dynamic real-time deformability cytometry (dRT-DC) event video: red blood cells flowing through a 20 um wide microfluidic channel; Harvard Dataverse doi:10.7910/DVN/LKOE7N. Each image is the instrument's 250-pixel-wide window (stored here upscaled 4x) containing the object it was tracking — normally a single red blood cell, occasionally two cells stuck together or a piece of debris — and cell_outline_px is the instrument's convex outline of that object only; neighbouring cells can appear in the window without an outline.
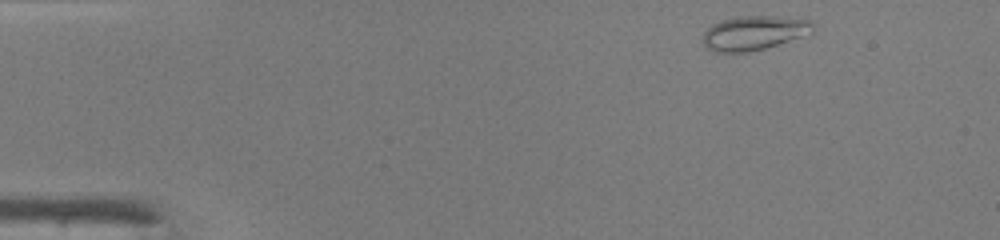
{"species": "common noctule bat (a hibernating species)", "species_latin": "Nyctalus noctula", "temperature_condition": "warm", "stored_images_in_passage": 42, "camera_frame_rate_fps": 3000, "um_per_image_px": 0.085, "animal": {"sex": "male", "body_mass_g": 19.0, "forearm_length_mm": 50.8}, "frame": {"image": 1, "passage_image": 1, "time_ms": 0.0, "image_size_px": [1000, 240], "cell_outline_px": [[816, 24], [812, 32], [764, 48], [748, 52], [716, 52], [708, 48], [704, 44], [704, 32], [712, 24], [720, 20], [736, 16], [772, 16], [812, 20]], "centroid_in_image_um": [64.08, 2.78], "position_along_channel_um": 20.9, "area_um2": 21.73}}
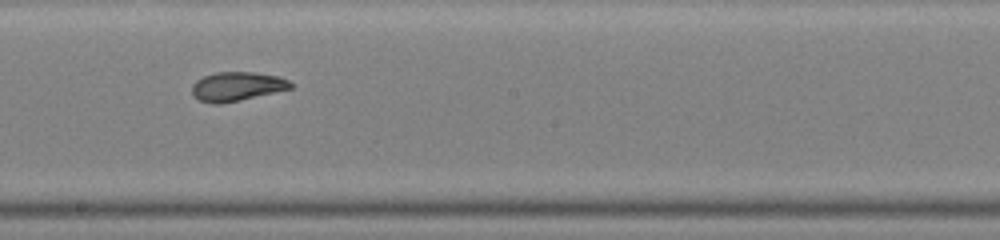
{"frame": {"image": 2, "passage_image": 22, "time_ms": 7.0, "image_size_px": [1000, 240], "cell_outline_px": [[292, 88], [240, 100], [216, 104], [212, 104], [200, 100], [192, 96], [192, 84], [196, 80], [204, 76], [216, 72], [256, 72], [276, 76], [288, 80], [292, 84]], "centroid_in_image_um": [20.1, 7.34], "position_along_channel_um": 228.1, "area_um2": 16.59}}
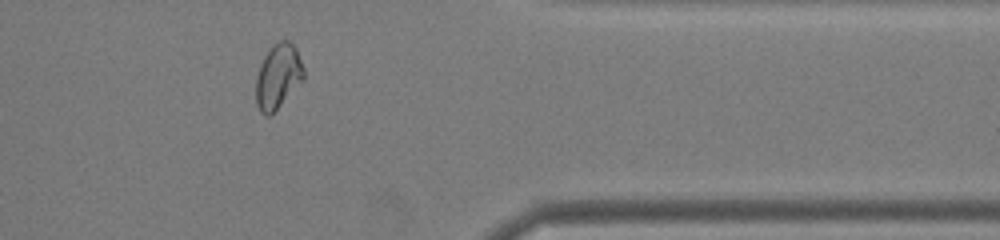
{"frame": {"image": 3, "passage_image": 34, "time_ms": 11.0, "image_size_px": [1000, 240], "cell_outline_px": [[304, 80], [268, 116], [264, 116], [260, 112], [256, 104], [256, 76], [260, 64], [264, 56], [272, 44], [280, 40], [288, 40], [296, 48], [304, 68]], "centroid_in_image_um": [23.63, 6.46], "position_along_channel_um": 387.8, "area_um2": 17.98}, "authors_computed_cell_mechanics": {"area_um2": 18.0914, "velocity_mm_per_s": 4.326, "shape_relaxation_time_tau1_ms": 7.7541, "shape_relaxation_time_tau2_ms": 0.9632, "deformation_change_tau1": 0.2584, "deformation_change_tau2": 0.066}}